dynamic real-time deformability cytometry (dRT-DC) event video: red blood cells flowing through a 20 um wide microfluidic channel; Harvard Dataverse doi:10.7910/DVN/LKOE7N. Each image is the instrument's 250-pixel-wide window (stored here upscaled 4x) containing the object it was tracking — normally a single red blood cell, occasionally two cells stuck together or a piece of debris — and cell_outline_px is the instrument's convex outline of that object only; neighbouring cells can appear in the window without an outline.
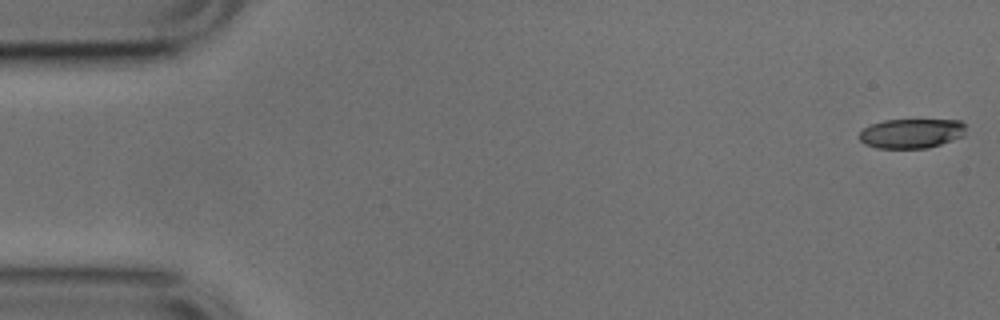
{"species": "common noctule bat (a hibernating species)", "species_latin": "Nyctalus noctula", "temperature_condition": "cold", "stored_images_in_passage": 51, "camera_frame_rate_fps": 3000, "um_per_image_px": 0.085, "animal": {"sex": "male", "body_mass_g": 17.9, "forearm_length_mm": 54.2}, "frame": {"image": 1, "passage_image": 1, "time_ms": 0.0, "image_size_px": [1000, 320], "cell_outline_px": [[964, 136], [928, 148], [876, 148], [864, 144], [860, 140], [860, 132], [864, 128], [872, 124], [884, 120], [960, 120], [964, 124]], "centroid_in_image_um": [77.46, 11.34], "position_along_channel_um": 7.5, "area_um2": 18.26}}
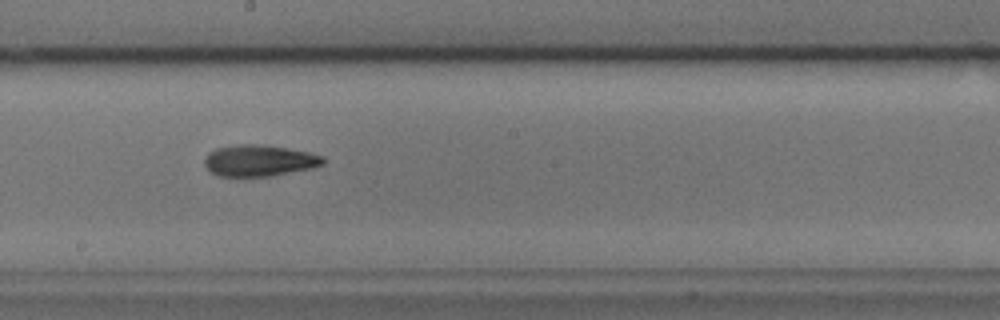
{"frame": {"image": 2, "passage_image": 28, "time_ms": 9.0, "image_size_px": [1000, 320], "cell_outline_px": [[324, 164], [312, 168], [272, 176], [216, 176], [204, 164], [204, 160], [208, 152], [216, 148], [240, 144], [256, 144], [284, 148], [308, 152], [324, 156]], "centroid_in_image_um": [22.02, 13.65], "position_along_channel_um": 226.2, "area_um2": 21.56}}
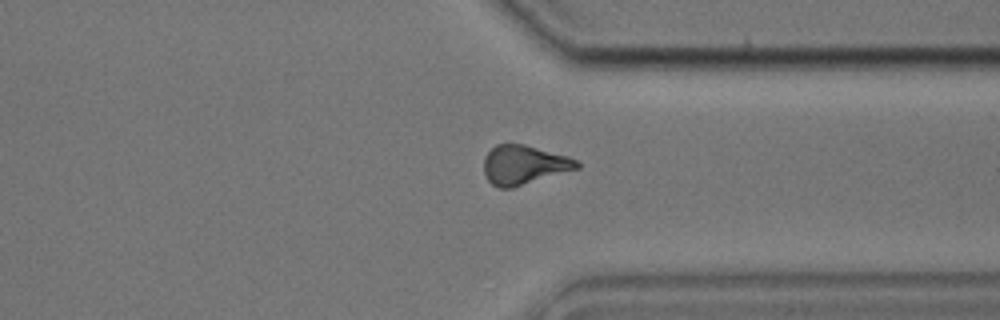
{"frame": {"image": 3, "passage_image": 39, "time_ms": 12.667, "image_size_px": [1000, 320], "cell_outline_px": [[580, 168], [512, 188], [500, 188], [492, 184], [488, 180], [484, 172], [484, 156], [496, 144], [524, 144], [568, 156], [576, 160], [580, 164]], "centroid_in_image_um": [44.53, 14.01], "position_along_channel_um": 366.9, "area_um2": 21.21}, "authors_computed_cell_mechanics": {"area_um2": 20.519, "velocity_mm_per_s": 3.8589, "shape_relaxation_time_tau1_ms": 4.4587, "shape_relaxation_time_tau2_ms": 5.061, "deformation_change_tau1": 0.1223, "deformation_change_tau2": 0.1546}}